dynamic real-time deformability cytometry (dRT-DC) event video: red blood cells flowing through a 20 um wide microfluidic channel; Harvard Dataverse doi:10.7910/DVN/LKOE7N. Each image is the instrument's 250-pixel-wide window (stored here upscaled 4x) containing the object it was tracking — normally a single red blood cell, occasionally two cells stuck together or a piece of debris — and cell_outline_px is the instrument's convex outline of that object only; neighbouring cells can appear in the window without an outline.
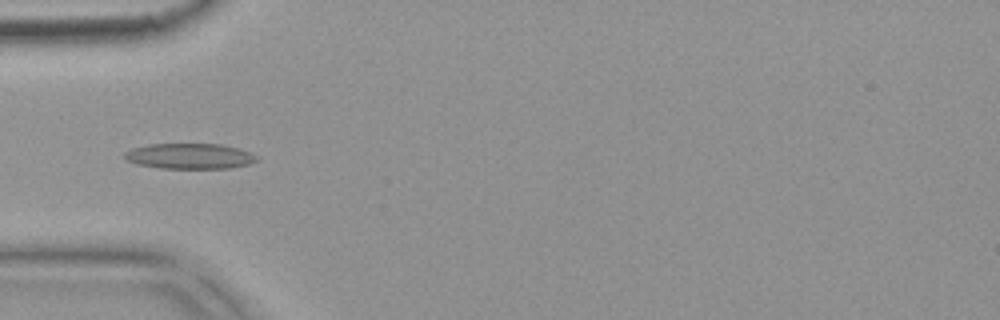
{"species": "common noctule bat (a hibernating species)", "species_latin": "Nyctalus noctula", "temperature_condition": "warm", "stored_images_in_passage": 7, "camera_frame_rate_fps": 3000, "um_per_image_px": 0.085, "animal": {"sex": "female", "body_mass_g": 18.4}, "frame": {"image": 1, "passage_image": 5, "time_ms": 1.333, "image_size_px": [1000, 320], "cell_outline_px": [[256, 160], [248, 164], [228, 168], [160, 168], [136, 164], [128, 160], [124, 156], [124, 152], [132, 148], [148, 144], [220, 144], [240, 148], [256, 156]], "centroid_in_image_um": [16.08, 13.26], "position_along_channel_um": 68.9, "area_um2": 19.48}}
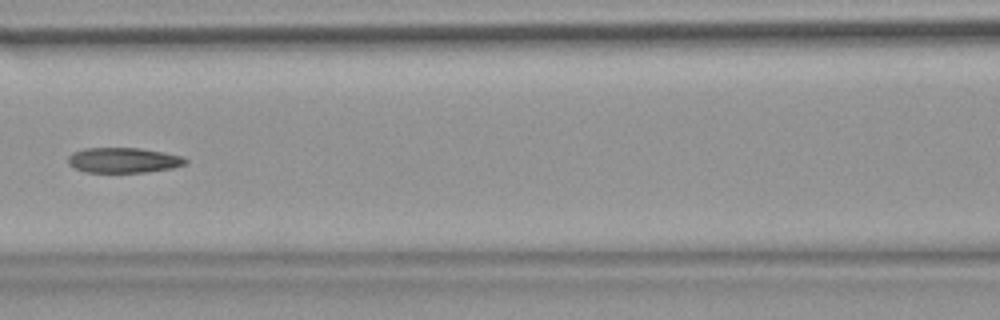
{"frame": {"image": 2, "passage_image": 7, "time_ms": 2.0, "image_size_px": [1000, 320], "cell_outline_px": [[188, 160], [184, 164], [172, 168], [144, 172], [84, 172], [68, 164], [68, 156], [72, 152], [84, 148], [140, 148], [164, 152], [184, 156]], "centroid_in_image_um": [10.49, 13.61], "position_along_channel_um": 156.1, "area_um2": 17.28}}